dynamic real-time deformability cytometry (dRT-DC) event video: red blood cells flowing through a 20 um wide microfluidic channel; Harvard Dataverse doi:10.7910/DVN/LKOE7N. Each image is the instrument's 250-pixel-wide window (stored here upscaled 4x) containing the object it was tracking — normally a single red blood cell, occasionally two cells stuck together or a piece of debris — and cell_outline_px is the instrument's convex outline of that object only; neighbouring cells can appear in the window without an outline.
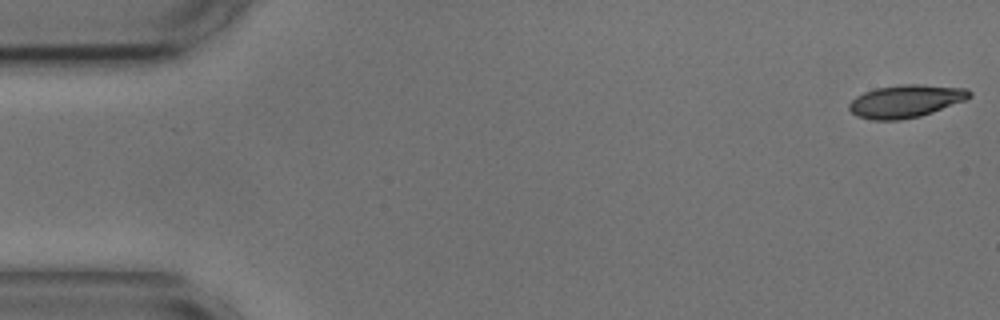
{"species": "common noctule bat (a hibernating species)", "species_latin": "Nyctalus noctula", "temperature_condition": "cold", "stored_images_in_passage": 47, "camera_frame_rate_fps": 3000, "um_per_image_px": 0.085, "animal": {"sex": "male", "body_mass_g": 17.9, "forearm_length_mm": 54.2}, "frame": {"image": 1, "passage_image": 1, "time_ms": 0.0, "image_size_px": [1000, 320], "cell_outline_px": [[972, 96], [964, 100], [932, 112], [920, 116], [900, 120], [872, 120], [856, 116], [848, 108], [848, 104], [856, 96], [864, 92], [876, 88], [900, 84], [920, 84], [968, 88], [972, 92]], "centroid_in_image_um": [76.97, 8.59], "position_along_channel_um": 8.0, "area_um2": 23.0}}
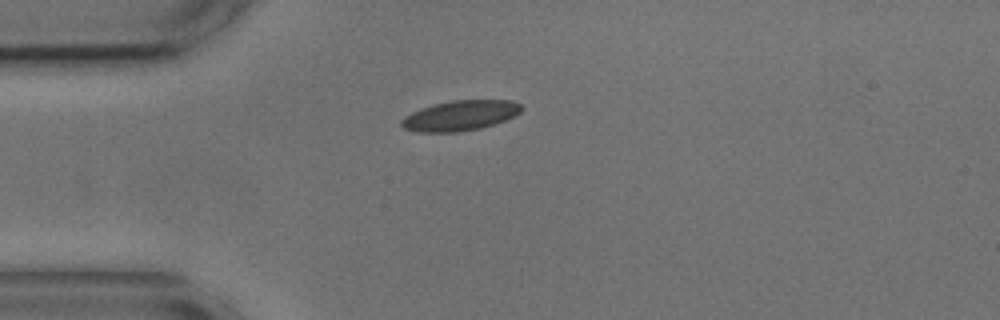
{"frame": {"image": 2, "passage_image": 12, "time_ms": 3.667, "image_size_px": [1000, 320], "cell_outline_px": [[524, 108], [516, 116], [480, 128], [456, 132], [416, 132], [404, 128], [400, 124], [400, 120], [404, 116], [420, 108], [452, 100], [512, 100], [520, 104]], "centroid_in_image_um": [39.11, 9.82], "position_along_channel_um": 45.9, "area_um2": 21.1}}
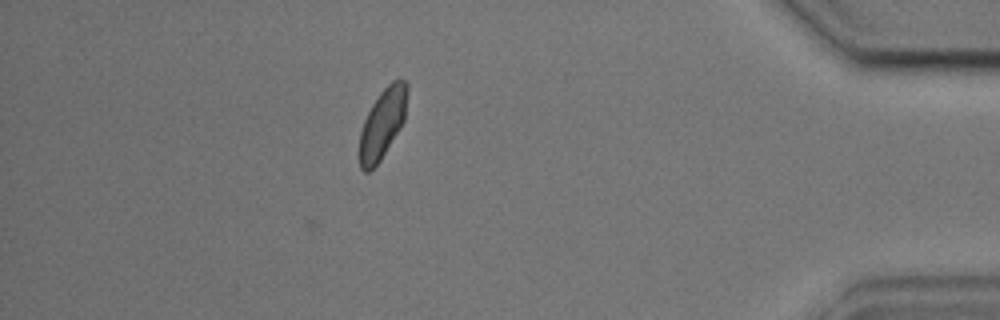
{"frame": {"image": 3, "passage_image": 47, "time_ms": 15.333, "image_size_px": [1000, 320], "cell_outline_px": [[408, 88], [404, 120], [400, 128], [380, 160], [368, 172], [364, 172], [360, 168], [360, 132], [364, 120], [372, 104], [380, 92], [392, 80], [400, 76], [408, 84]], "centroid_in_image_um": [32.53, 10.44], "position_along_channel_um": 402.7, "area_um2": 19.31}, "authors_computed_cell_mechanics": {"area_um2": 20.4034, "velocity_mm_per_s": 3.5728, "shape_relaxation_time_tau1_ms": 8.4944, "shape_relaxation_time_tau2_ms": 3.7824, "deformation_change_tau1": 0.1529, "deformation_change_tau2": 0.0624}}